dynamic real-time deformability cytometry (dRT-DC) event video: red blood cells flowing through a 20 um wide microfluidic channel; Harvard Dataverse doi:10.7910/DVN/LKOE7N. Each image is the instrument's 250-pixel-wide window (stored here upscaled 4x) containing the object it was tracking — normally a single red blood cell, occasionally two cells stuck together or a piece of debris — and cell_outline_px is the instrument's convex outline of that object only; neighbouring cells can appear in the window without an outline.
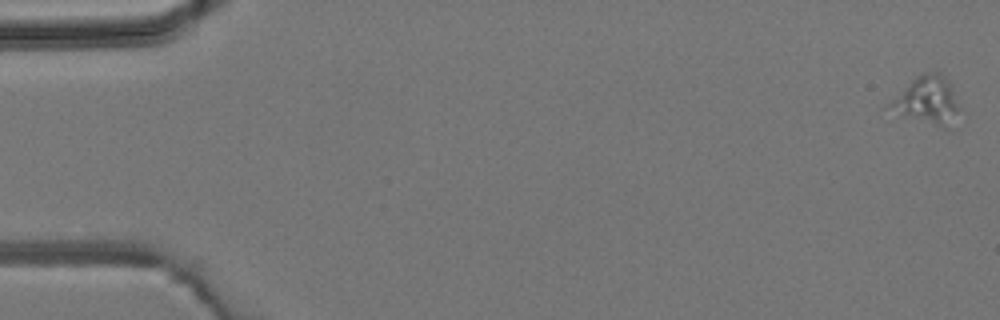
{"species": "common noctule bat (a hibernating species)", "species_latin": "Nyctalus noctula", "temperature_condition": "room temperature", "stored_images_in_passage": 5, "camera_frame_rate_fps": 3000, "um_per_image_px": 0.085, "animal": {"sex": "male", "body_mass_g": 19.2, "forearm_length_mm": 51.8}, "frame": {"image": 1, "passage_image": 1, "time_ms": 0.0, "image_size_px": [1000, 320], "cell_outline_px": [[960, 108], [944, 128], [940, 128], [884, 108], [916, 76], [924, 72], [940, 72], [948, 80]], "centroid_in_image_um": [78.8, 8.5], "position_along_channel_um": 6.2, "area_um2": 18.67}}
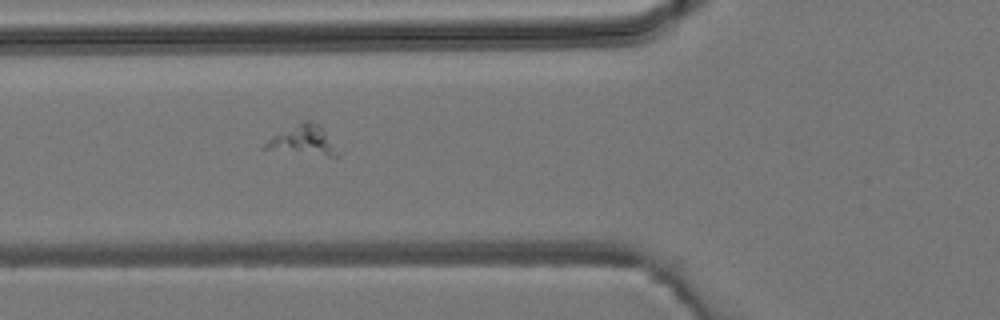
{"frame": {"image": 2, "passage_image": 5, "time_ms": 5.667, "image_size_px": [1000, 320], "cell_outline_px": [[344, 152], [336, 160], [260, 148], [272, 136], [304, 120], [312, 120]], "centroid_in_image_um": [25.9, 12.04], "position_along_channel_um": 99.9, "area_um2": 13.29}}